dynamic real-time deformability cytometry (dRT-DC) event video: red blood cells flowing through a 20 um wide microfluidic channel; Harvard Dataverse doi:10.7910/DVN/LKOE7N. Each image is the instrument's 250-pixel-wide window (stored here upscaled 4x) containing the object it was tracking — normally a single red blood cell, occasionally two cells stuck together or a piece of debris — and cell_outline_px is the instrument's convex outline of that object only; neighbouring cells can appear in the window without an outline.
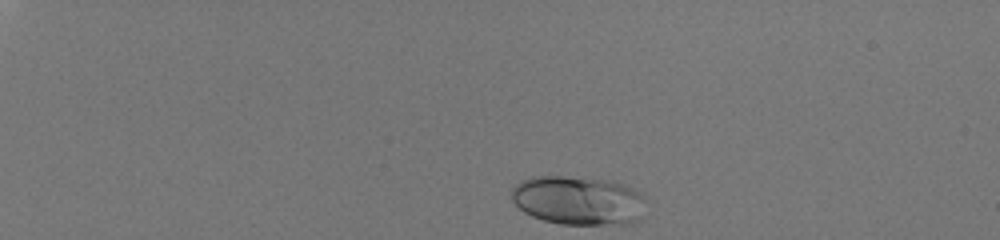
{"species": "human", "species_latin": "Homo sapiens", "temperature_condition": "room temperature", "stored_images_in_passage": 37, "camera_frame_rate_fps": 3000, "um_per_image_px": 0.085, "donor": {"sex": "male"}, "frame": {"image": 1, "passage_image": 1, "time_ms": 0.0, "image_size_px": [1000, 240], "cell_outline_px": [[640, 220], [624, 224], [560, 224], [544, 220], [532, 216], [524, 212], [512, 200], [512, 188], [520, 180], [532, 176], [564, 176], [604, 180], [624, 184], [640, 192]], "centroid_in_image_um": [49.07, 17.03], "position_along_channel_um": 35.9, "area_um2": 37.8}}
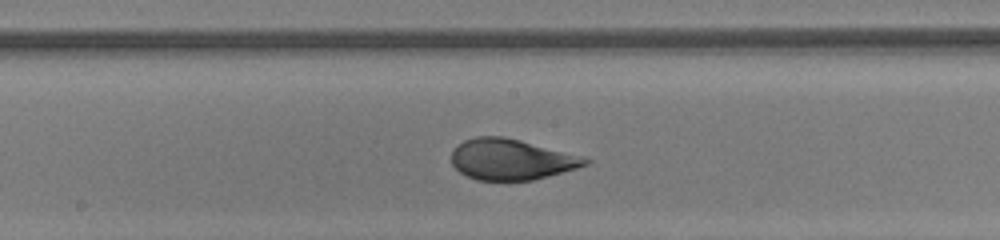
{"frame": {"image": 2, "passage_image": 22, "time_ms": 7.0, "image_size_px": [1000, 240], "cell_outline_px": [[592, 160], [588, 164], [576, 168], [548, 176], [532, 180], [476, 180], [460, 172], [452, 164], [452, 148], [456, 144], [464, 140], [476, 136], [504, 136], [520, 140], [580, 156]], "centroid_in_image_um": [43.4, 13.54], "position_along_channel_um": 204.8, "area_um2": 31.62}}
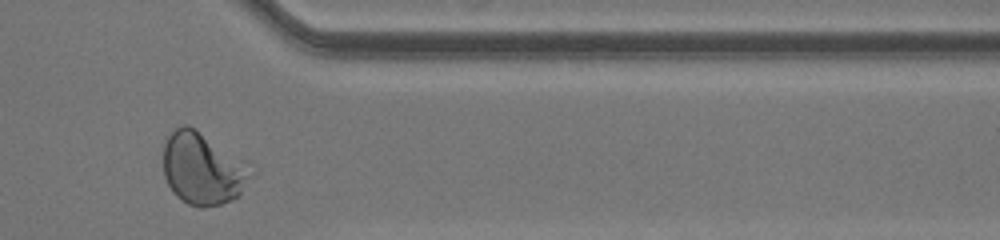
{"frame": {"image": 3, "passage_image": 36, "time_ms": 11.667, "image_size_px": [1000, 240], "cell_outline_px": [[256, 172], [240, 196], [220, 204], [204, 208], [200, 208], [188, 204], [176, 196], [172, 192], [164, 176], [164, 140], [176, 128], [184, 124], [188, 124], [248, 160]], "centroid_in_image_um": [17.31, 14.33], "position_along_channel_um": 394.1, "area_um2": 37.8}, "authors_computed_cell_mechanics": {"area_um2": 32.657, "velocity_mm_per_s": 4.1103, "shape_relaxation_time_tau1_ms": 3.8117, "shape_relaxation_time_tau2_ms": null, "deformation_change_tau1": 0.193, "deformation_change_tau2": null}}